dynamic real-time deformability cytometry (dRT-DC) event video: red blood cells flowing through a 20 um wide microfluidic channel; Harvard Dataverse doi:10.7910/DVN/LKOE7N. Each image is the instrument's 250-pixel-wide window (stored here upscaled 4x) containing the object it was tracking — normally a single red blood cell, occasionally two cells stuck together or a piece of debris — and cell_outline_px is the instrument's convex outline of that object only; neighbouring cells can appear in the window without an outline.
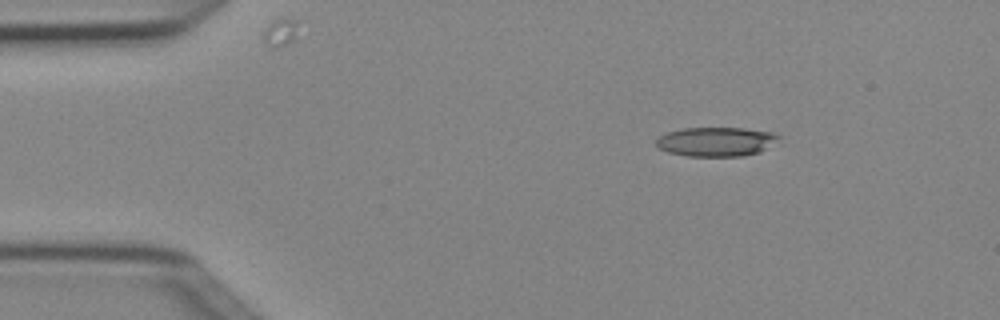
{"species": "Egyptian fruit bat (a non-hibernating species)", "species_latin": "Rousettus aegyptiacus", "temperature_condition": "cold", "stored_images_in_passage": 4, "camera_frame_rate_fps": 3000, "um_per_image_px": 0.085, "animal": {"sex": "female"}, "frame": {"image": 1, "passage_image": 1, "time_ms": 0.0, "image_size_px": [1000, 320], "cell_outline_px": [[784, 136], [760, 152], [744, 156], [688, 156], [668, 152], [660, 148], [656, 144], [656, 140], [660, 136], [668, 132], [684, 128], [744, 128], [772, 132]], "centroid_in_image_um": [60.91, 12.04], "position_along_channel_um": 24.1, "area_um2": 20.87}}
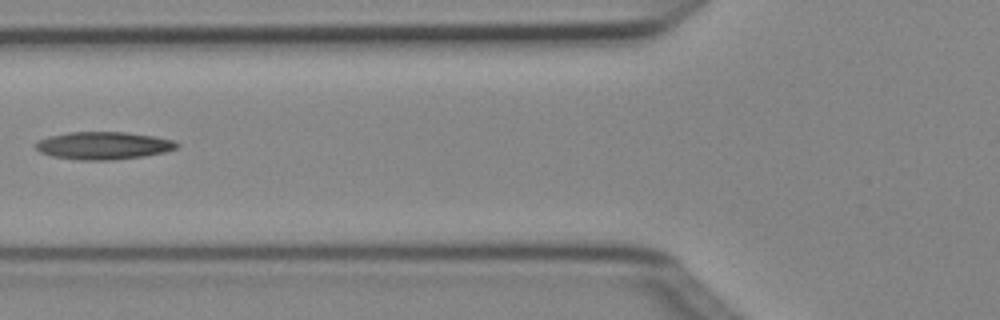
{"frame": {"image": 2, "passage_image": 4, "time_ms": 1.0, "image_size_px": [1000, 320], "cell_outline_px": [[180, 144], [176, 148], [164, 152], [144, 156], [112, 160], [76, 160], [52, 156], [40, 152], [36, 148], [36, 144], [40, 140], [48, 136], [68, 132], [124, 132], [156, 136], [176, 140]], "centroid_in_image_um": [8.82, 12.37], "position_along_channel_um": 117.0, "area_um2": 22.83}}